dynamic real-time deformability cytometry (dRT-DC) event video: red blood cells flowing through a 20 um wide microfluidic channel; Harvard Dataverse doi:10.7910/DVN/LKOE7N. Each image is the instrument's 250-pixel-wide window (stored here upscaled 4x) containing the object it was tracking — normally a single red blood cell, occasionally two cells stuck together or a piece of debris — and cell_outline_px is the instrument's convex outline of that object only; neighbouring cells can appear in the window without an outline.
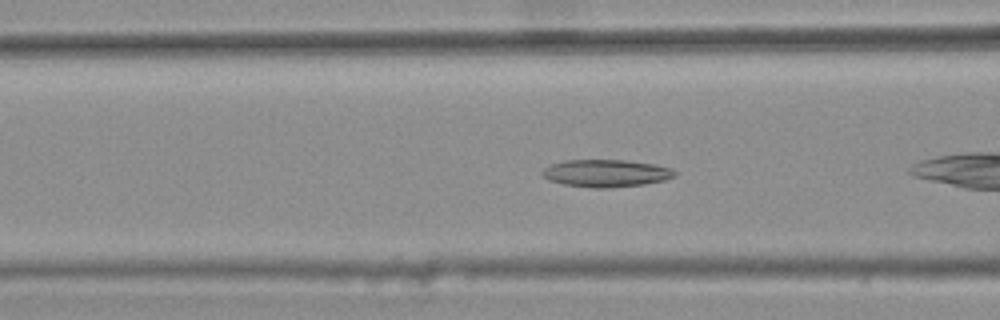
{"species": "common noctule bat (a hibernating species)", "species_latin": "Nyctalus noctula", "temperature_condition": "warm", "stored_images_in_passage": 16, "camera_frame_rate_fps": 3000, "um_per_image_px": 0.085, "animal": {"sex": "female", "body_mass_g": 25.1}, "frame": {"image": 1, "passage_image": 5, "time_ms": 1.333, "image_size_px": [1000, 320], "cell_outline_px": [[676, 176], [664, 180], [644, 184], [608, 188], [596, 188], [564, 184], [548, 180], [540, 172], [548, 164], [564, 160], [624, 160], [656, 164], [672, 168], [676, 172]], "centroid_in_image_um": [51.5, 14.71], "position_along_channel_um": 115.1, "area_um2": 21.27}}
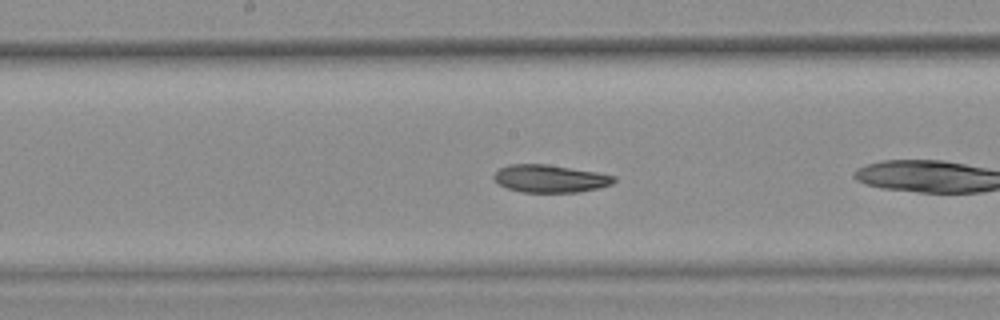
{"frame": {"image": 2, "passage_image": 12, "time_ms": 3.667, "image_size_px": [1000, 320], "cell_outline_px": [[616, 180], [612, 184], [596, 188], [576, 192], [520, 192], [508, 188], [500, 184], [492, 176], [500, 168], [508, 164], [548, 164], [596, 172], [616, 176]], "centroid_in_image_um": [46.75, 15.17], "position_along_channel_um": 201.4, "area_um2": 19.19}}